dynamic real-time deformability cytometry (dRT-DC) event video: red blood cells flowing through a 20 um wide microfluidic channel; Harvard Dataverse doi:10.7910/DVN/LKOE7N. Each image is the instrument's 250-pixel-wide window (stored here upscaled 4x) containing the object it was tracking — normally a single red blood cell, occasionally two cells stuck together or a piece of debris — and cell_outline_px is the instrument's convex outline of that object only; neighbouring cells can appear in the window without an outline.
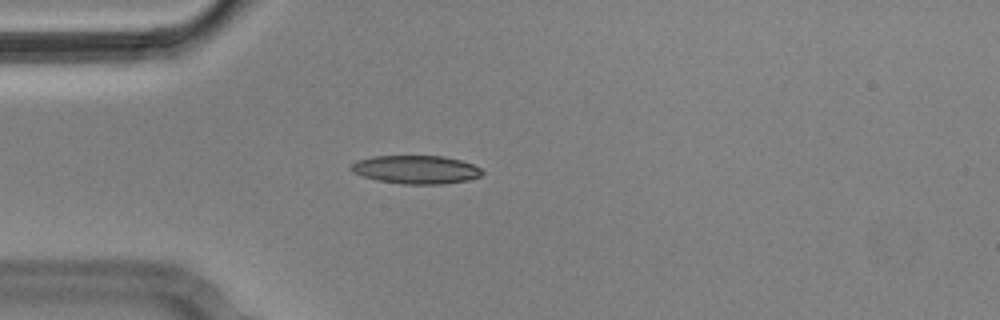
{"species": "Egyptian fruit bat (a non-hibernating species)", "species_latin": "Rousettus aegyptiacus", "temperature_condition": "cold", "stored_images_in_passage": 1, "camera_frame_rate_fps": 3000, "um_per_image_px": 0.085, "animal": {"sex": "male"}, "frame": {"image": 1, "passage_image": 1, "time_ms": 0.0, "image_size_px": [1000, 320], "cell_outline_px": [[484, 172], [480, 176], [468, 180], [444, 184], [404, 184], [376, 180], [352, 172], [348, 168], [356, 160], [372, 156], [444, 156], [460, 160], [472, 164], [480, 168]], "centroid_in_image_um": [35.34, 14.41], "position_along_channel_um": 49.7, "area_um2": 21.73}}